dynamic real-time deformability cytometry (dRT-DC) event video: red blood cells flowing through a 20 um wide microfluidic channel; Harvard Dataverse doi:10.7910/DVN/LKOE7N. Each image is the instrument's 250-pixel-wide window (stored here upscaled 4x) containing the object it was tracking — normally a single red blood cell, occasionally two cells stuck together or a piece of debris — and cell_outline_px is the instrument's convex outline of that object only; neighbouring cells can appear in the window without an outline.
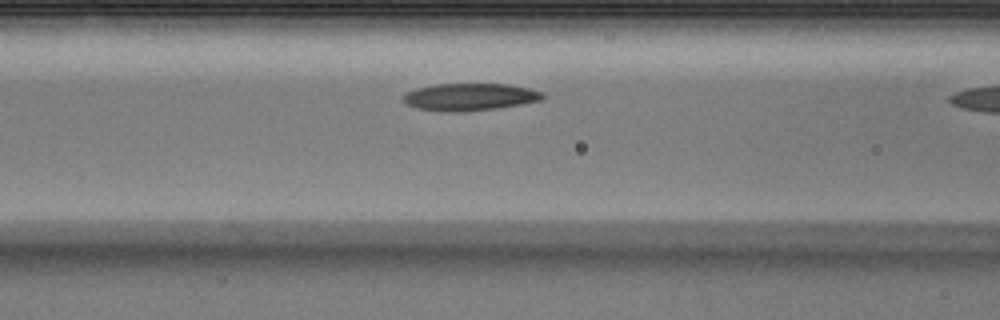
{"species": "Egyptian fruit bat (a non-hibernating species)", "species_latin": "Rousettus aegyptiacus", "temperature_condition": "warm", "stored_images_in_passage": 8, "camera_frame_rate_fps": 3000, "um_per_image_px": 0.085, "animal": {"sex": "male"}, "frame": {"image": 1, "passage_image": 7, "time_ms": 2.0, "image_size_px": [1000, 320], "cell_outline_px": [[544, 96], [540, 100], [520, 104], [496, 108], [464, 112], [440, 112], [416, 108], [404, 104], [404, 92], [416, 88], [436, 84], [508, 84], [528, 88], [540, 92]], "centroid_in_image_um": [39.84, 8.25], "position_along_channel_um": 126.8, "area_um2": 22.2}}